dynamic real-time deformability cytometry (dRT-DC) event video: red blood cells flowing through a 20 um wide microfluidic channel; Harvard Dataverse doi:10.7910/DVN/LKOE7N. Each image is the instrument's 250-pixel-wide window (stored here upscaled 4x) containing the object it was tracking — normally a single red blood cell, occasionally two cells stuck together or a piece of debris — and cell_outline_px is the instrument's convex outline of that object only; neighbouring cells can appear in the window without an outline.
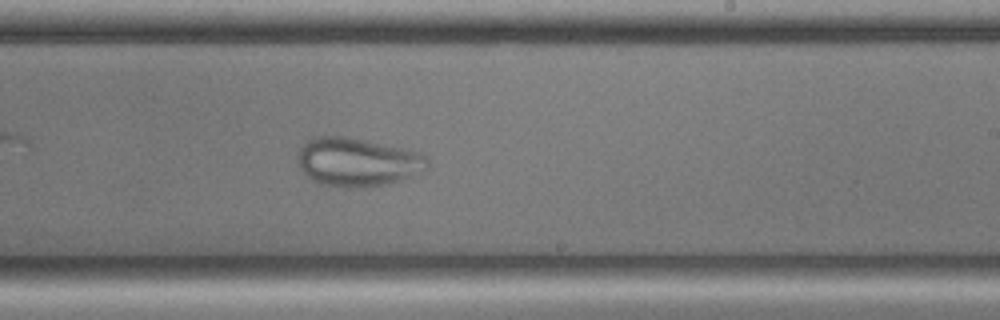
{"species": "common noctule bat (a hibernating species)", "species_latin": "Nyctalus noctula", "temperature_condition": "cold", "stored_images_in_passage": 31, "camera_frame_rate_fps": 3000, "um_per_image_px": 0.085, "animal": {"sex": "male", "body_mass_g": 17.9, "forearm_length_mm": 54.2}, "frame": {"image": 1, "passage_image": 22, "time_ms": 7.0, "image_size_px": [1000, 320], "cell_outline_px": [[428, 168], [400, 180], [388, 184], [372, 188], [344, 188], [320, 184], [312, 180], [300, 168], [300, 148], [312, 136], [348, 136], [420, 152], [428, 156]], "centroid_in_image_um": [30.41, 13.78], "position_along_channel_um": 258.6, "area_um2": 36.88}}